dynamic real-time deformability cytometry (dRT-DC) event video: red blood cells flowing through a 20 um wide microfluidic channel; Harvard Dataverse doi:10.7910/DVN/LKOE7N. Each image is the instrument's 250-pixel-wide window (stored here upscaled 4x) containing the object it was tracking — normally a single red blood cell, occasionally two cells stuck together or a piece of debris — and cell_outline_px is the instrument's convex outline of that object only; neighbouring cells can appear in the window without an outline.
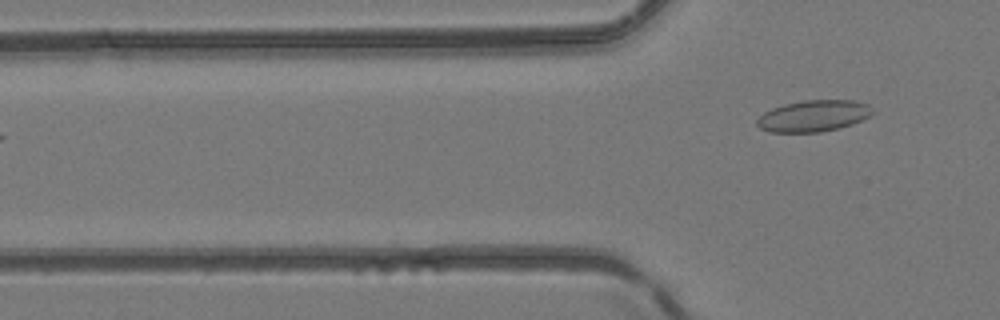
{"species": "common noctule bat (a hibernating species)", "species_latin": "Nyctalus noctula", "temperature_condition": "room temperature", "stored_images_in_passage": 5, "segment_of_instrument_passage": [2, 2], "camera_frame_rate_fps": 3000, "um_per_image_px": 0.085, "animal": {"sex": "female", "body_mass_g": 24.6, "forearm_length_mm": 56.2}, "frame": {"image": 1, "passage_image": 5, "time_ms": 4.667, "image_size_px": [1000, 320], "cell_outline_px": [[876, 112], [852, 124], [840, 128], [820, 132], [768, 132], [760, 128], [756, 124], [756, 120], [764, 112], [772, 108], [784, 104], [804, 100], [856, 100], [868, 104]], "centroid_in_image_um": [69.15, 9.85], "position_along_channel_um": 56.6, "area_um2": 21.27}}